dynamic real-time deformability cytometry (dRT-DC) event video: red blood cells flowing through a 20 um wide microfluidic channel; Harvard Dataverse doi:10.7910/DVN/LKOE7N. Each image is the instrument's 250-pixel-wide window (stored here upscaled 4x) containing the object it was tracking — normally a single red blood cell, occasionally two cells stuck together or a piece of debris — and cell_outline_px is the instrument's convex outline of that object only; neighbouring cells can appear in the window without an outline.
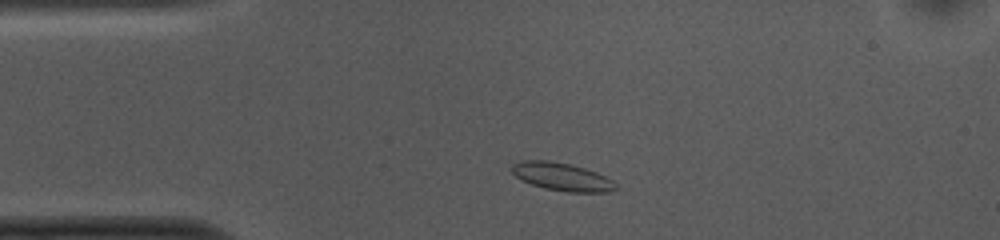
{"species": "common noctule bat (a hibernating species)", "species_latin": "Nyctalus noctula", "temperature_condition": "cold", "stored_images_in_passage": 38, "camera_frame_rate_fps": 3000, "um_per_image_px": 0.085, "animal": {"sex": "female", "body_mass_g": 10.0, "forearm_length_mm": 53.1}, "frame": {"image": 1, "passage_image": 4, "time_ms": 1.0, "image_size_px": [1000, 240], "cell_outline_px": [[616, 188], [608, 192], [568, 192], [544, 188], [532, 184], [516, 176], [512, 172], [512, 164], [524, 160], [548, 160], [572, 164], [596, 172], [612, 180], [616, 184]], "centroid_in_image_um": [47.77, 15.01], "position_along_channel_um": 37.2, "area_um2": 16.76}}
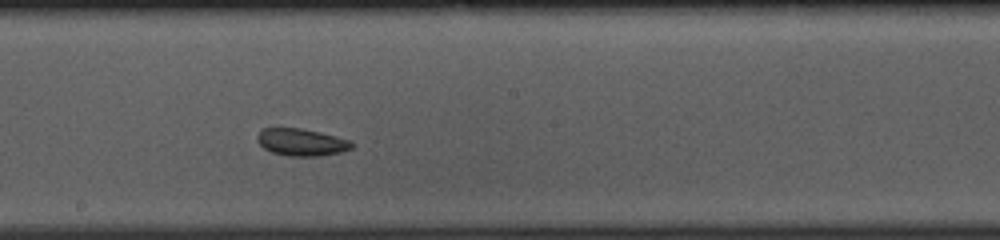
{"frame": {"image": 2, "passage_image": 21, "time_ms": 6.667, "image_size_px": [1000, 240], "cell_outline_px": [[356, 144], [352, 148], [340, 152], [320, 156], [288, 156], [272, 152], [264, 148], [256, 140], [256, 136], [260, 128], [300, 128], [320, 132], [352, 140]], "centroid_in_image_um": [25.63, 12.08], "position_along_channel_um": 222.6, "area_um2": 15.2}}
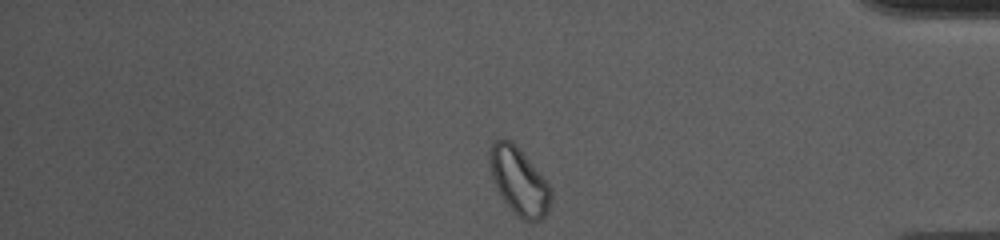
{"frame": {"image": 3, "passage_image": 37, "time_ms": 12.0, "image_size_px": [1000, 240], "cell_outline_px": [[552, 204], [548, 212], [540, 220], [520, 220], [512, 212], [504, 200], [492, 176], [488, 160], [488, 152], [492, 144], [496, 140], [504, 136], [512, 140], [520, 148], [552, 188]], "centroid_in_image_um": [44.13, 15.38], "position_along_channel_um": 391.1, "area_um2": 24.33}}